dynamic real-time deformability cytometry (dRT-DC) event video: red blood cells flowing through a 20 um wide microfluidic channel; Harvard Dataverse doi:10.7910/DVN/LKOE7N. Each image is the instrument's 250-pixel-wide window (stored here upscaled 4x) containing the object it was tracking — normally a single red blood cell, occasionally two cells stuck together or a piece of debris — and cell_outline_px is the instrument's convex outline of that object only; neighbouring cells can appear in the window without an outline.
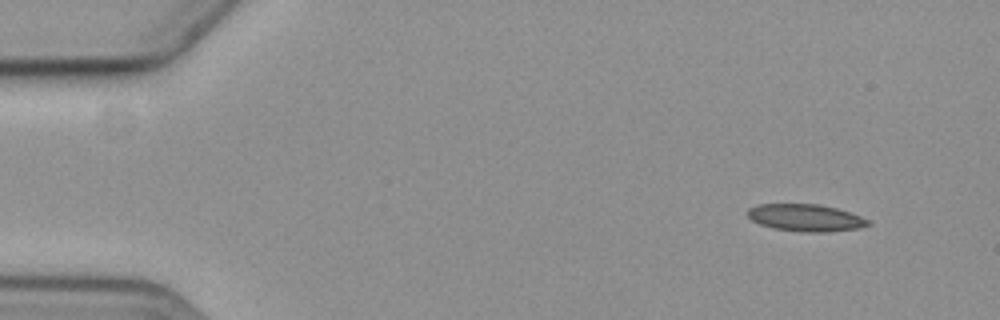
{"species": "common noctule bat (a hibernating species)", "species_latin": "Nyctalus noctula", "temperature_condition": "cold", "stored_images_in_passage": 4, "camera_frame_rate_fps": 3000, "um_per_image_px": 0.085, "animal": {"sex": "female", "body_mass_g": 19.3, "forearm_length_mm": 54.1}, "frame": {"image": 1, "passage_image": 4, "time_ms": 5.0, "image_size_px": [1000, 320], "cell_outline_px": [[872, 224], [860, 228], [828, 232], [800, 232], [772, 228], [760, 224], [752, 220], [748, 216], [748, 208], [760, 204], [816, 204], [836, 208], [872, 220]], "centroid_in_image_um": [68.51, 18.52], "position_along_channel_um": 16.5, "area_um2": 19.13}}